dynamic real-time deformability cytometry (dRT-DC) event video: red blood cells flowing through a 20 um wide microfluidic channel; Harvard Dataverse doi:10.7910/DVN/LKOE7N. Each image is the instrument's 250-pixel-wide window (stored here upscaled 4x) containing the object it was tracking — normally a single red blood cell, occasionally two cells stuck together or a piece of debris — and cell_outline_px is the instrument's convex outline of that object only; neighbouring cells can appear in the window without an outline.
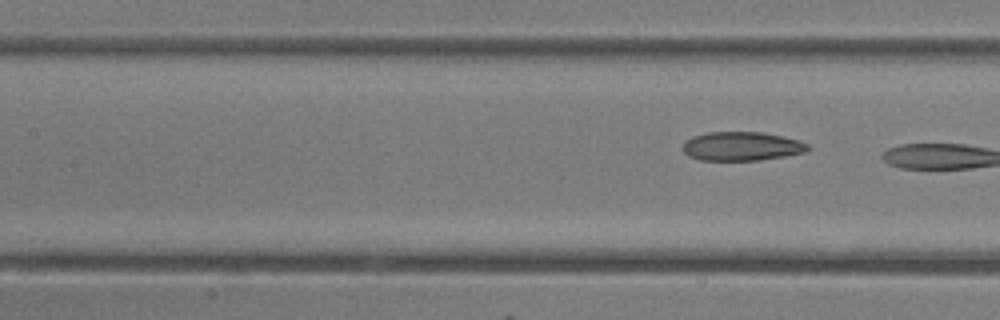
{"species": "common noctule bat (a hibernating species)", "species_latin": "Nyctalus noctula", "temperature_condition": "room temperature", "stored_images_in_passage": 4, "segment_of_instrument_passage": [2, 2], "camera_frame_rate_fps": 3000, "um_per_image_px": 0.085, "animal": {"sex": "female"}, "frame": {"image": 1, "passage_image": 4, "time_ms": 4.333, "image_size_px": [1000, 320], "cell_outline_px": [[808, 148], [804, 152], [784, 156], [760, 160], [700, 160], [688, 156], [684, 152], [684, 140], [692, 136], [708, 132], [760, 132], [800, 140], [808, 144]], "centroid_in_image_um": [63.0, 12.43], "position_along_channel_um": 144.4, "area_um2": 20.92}}